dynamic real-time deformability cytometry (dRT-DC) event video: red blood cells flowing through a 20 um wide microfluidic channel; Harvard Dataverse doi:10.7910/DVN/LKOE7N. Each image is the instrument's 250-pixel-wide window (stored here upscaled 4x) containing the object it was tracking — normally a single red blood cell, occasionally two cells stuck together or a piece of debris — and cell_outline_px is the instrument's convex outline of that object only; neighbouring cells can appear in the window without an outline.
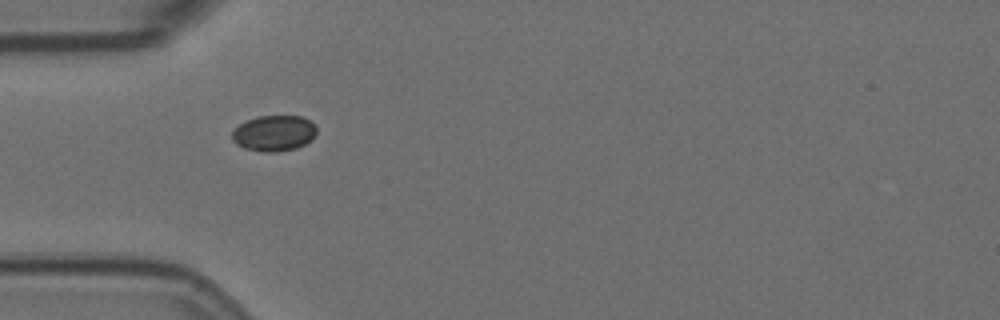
{"species": "Egyptian fruit bat (a non-hibernating species)", "species_latin": "Rousettus aegyptiacus", "temperature_condition": "room temperature", "stored_images_in_passage": 2, "camera_frame_rate_fps": 3000, "um_per_image_px": 0.085, "animal": {"sex": "female"}, "frame": {"image": 1, "passage_image": 1, "time_ms": 0.0, "image_size_px": [1000, 320], "cell_outline_px": [[316, 136], [312, 140], [296, 148], [276, 152], [260, 152], [244, 148], [236, 144], [232, 140], [232, 128], [248, 120], [260, 116], [300, 116], [308, 120], [316, 128]], "centroid_in_image_um": [23.26, 11.34], "position_along_channel_um": 61.7, "area_um2": 17.69}}
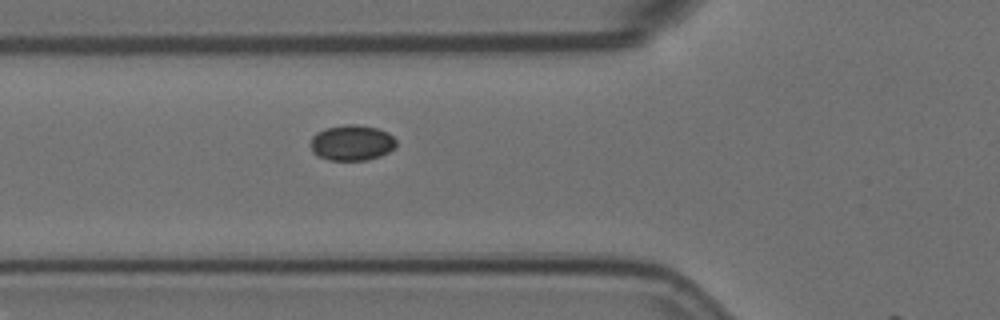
{"frame": {"image": 2, "passage_image": 2, "time_ms": 0.333, "image_size_px": [1000, 320], "cell_outline_px": [[396, 148], [380, 156], [364, 160], [328, 160], [312, 152], [312, 136], [316, 132], [324, 128], [344, 124], [356, 124], [376, 128], [388, 132], [396, 140]], "centroid_in_image_um": [29.92, 12.12], "position_along_channel_um": 95.9, "area_um2": 17.8}}